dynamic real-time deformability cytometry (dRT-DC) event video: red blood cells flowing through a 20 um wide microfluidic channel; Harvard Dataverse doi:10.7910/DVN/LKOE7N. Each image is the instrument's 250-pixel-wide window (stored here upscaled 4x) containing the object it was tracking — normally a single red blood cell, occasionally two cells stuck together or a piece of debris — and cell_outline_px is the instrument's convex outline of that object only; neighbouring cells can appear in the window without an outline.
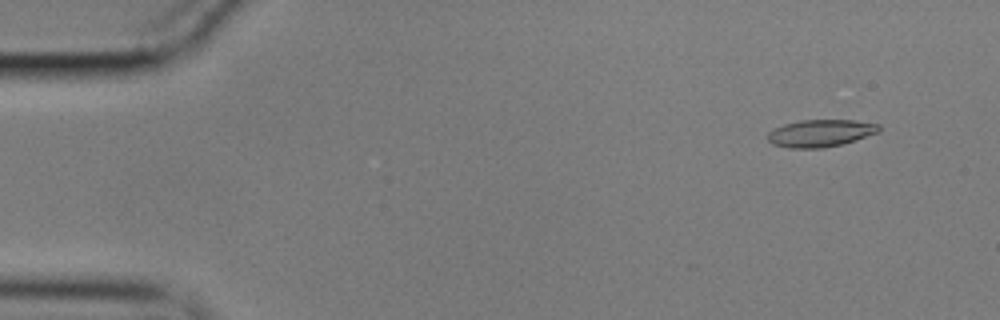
{"species": "common noctule bat (a hibernating species)", "species_latin": "Nyctalus noctula", "temperature_condition": "cold", "stored_images_in_passage": 10, "camera_frame_rate_fps": 3000, "um_per_image_px": 0.085, "animal": {"sex": "male", "body_mass_g": 17.9}, "frame": {"image": 1, "passage_image": 1, "time_ms": 0.0, "image_size_px": [1000, 320], "cell_outline_px": [[880, 132], [856, 140], [824, 148], [788, 148], [772, 144], [768, 140], [768, 132], [784, 124], [800, 120], [852, 120], [880, 124]], "centroid_in_image_um": [69.76, 11.32], "position_along_channel_um": 15.2, "area_um2": 17.69}}